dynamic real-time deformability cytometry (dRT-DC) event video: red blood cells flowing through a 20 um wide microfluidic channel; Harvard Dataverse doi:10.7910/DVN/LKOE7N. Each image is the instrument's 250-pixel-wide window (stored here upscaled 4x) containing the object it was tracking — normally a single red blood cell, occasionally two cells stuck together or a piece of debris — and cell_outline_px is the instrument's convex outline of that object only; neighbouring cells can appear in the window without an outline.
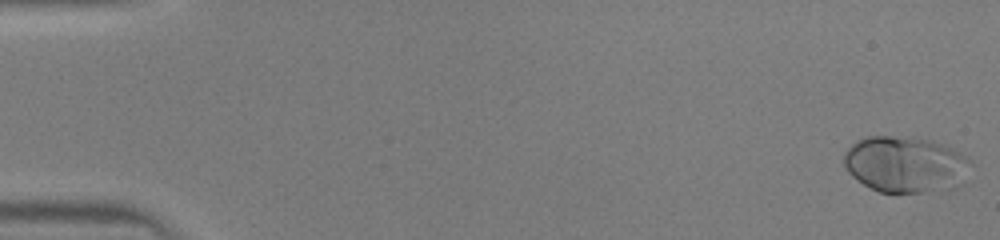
{"species": "human", "species_latin": "Homo sapiens", "temperature_condition": "warm", "stored_images_in_passage": 46, "camera_frame_rate_fps": 3000, "um_per_image_px": 0.085, "donor": {"sex": "male"}, "frame": {"image": 1, "passage_image": 1, "time_ms": 0.0, "image_size_px": [1000, 240], "cell_outline_px": [[972, 164], [960, 184], [956, 188], [920, 192], [880, 192], [864, 184], [852, 176], [848, 172], [844, 164], [844, 152], [856, 140], [868, 136], [892, 136], [928, 140], [952, 148], [968, 156], [972, 160]], "centroid_in_image_um": [76.97, 13.97], "position_along_channel_um": 8.0, "area_um2": 41.38}}
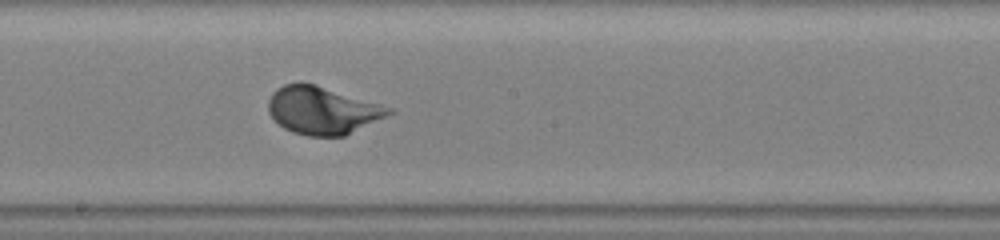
{"frame": {"image": 2, "passage_image": 26, "time_ms": 8.333, "image_size_px": [1000, 240], "cell_outline_px": [[396, 112], [344, 136], [308, 136], [292, 132], [284, 128], [268, 112], [268, 100], [272, 92], [284, 84], [316, 84], [380, 104], [392, 108]], "centroid_in_image_um": [27.42, 9.39], "position_along_channel_um": 220.8, "area_um2": 33.18}}
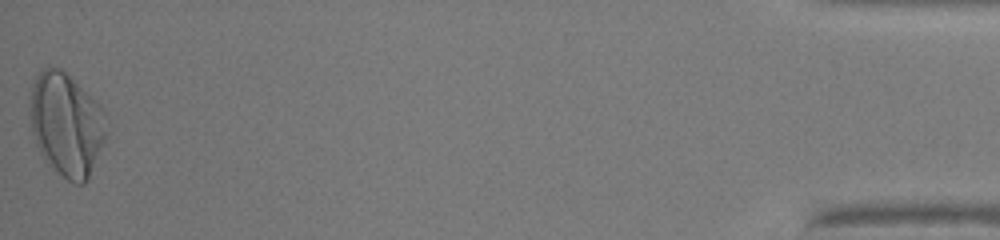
{"frame": {"image": 3, "passage_image": 46, "time_ms": 15.0, "image_size_px": [1000, 240], "cell_outline_px": [[108, 136], [88, 180], [84, 184], [76, 184], [68, 180], [40, 152], [36, 144], [32, 132], [28, 104], [32, 88], [36, 76], [40, 68], [48, 64], [60, 68], [104, 112]], "centroid_in_image_um": [5.63, 10.56], "position_along_channel_um": 429.6, "area_um2": 45.55}}